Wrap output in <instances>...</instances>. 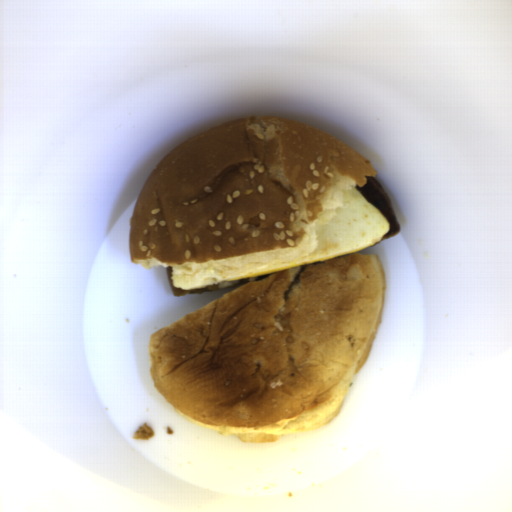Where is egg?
I'll list each match as a JSON object with an SVG mask.
<instances>
[{
  "instance_id": "d2b9013d",
  "label": "egg",
  "mask_w": 512,
  "mask_h": 512,
  "mask_svg": "<svg viewBox=\"0 0 512 512\" xmlns=\"http://www.w3.org/2000/svg\"><path fill=\"white\" fill-rule=\"evenodd\" d=\"M390 222L375 206L351 188L344 204L316 234L318 245L311 252L278 261H260L240 267L206 270L196 274L171 273L172 286L182 290L217 285L235 279H250L265 273L328 261L369 248L389 231Z\"/></svg>"
}]
</instances>
